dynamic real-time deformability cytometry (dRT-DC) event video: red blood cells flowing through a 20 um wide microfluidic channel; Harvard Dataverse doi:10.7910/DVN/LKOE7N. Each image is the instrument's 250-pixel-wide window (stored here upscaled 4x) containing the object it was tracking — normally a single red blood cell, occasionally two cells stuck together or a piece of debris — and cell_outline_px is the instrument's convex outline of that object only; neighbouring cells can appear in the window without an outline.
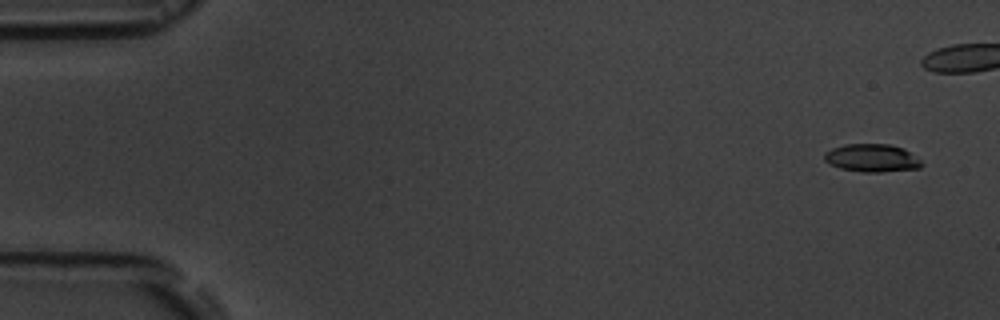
{"species": "common noctule bat (a hibernating species)", "species_latin": "Nyctalus noctula", "temperature_condition": "room temperature", "stored_images_in_passage": 6, "camera_frame_rate_fps": 3000, "um_per_image_px": 0.085, "animal": {"sex": "male", "body_mass_g": 19.5, "forearm_length_mm": 54.6}, "frame": {"image": 1, "passage_image": 1, "time_ms": 0.0, "image_size_px": [1000, 320], "cell_outline_px": [[924, 164], [920, 168], [880, 172], [864, 172], [840, 168], [824, 160], [824, 152], [832, 148], [844, 144], [888, 144], [904, 148], [920, 160]], "centroid_in_image_um": [74.12, 13.42], "position_along_channel_um": 10.9, "area_um2": 15.78}}
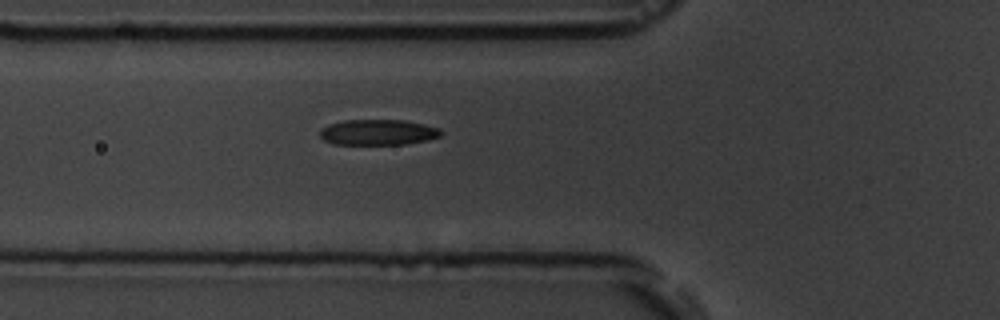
{"frame": {"image": 2, "passage_image": 6, "time_ms": 7.333, "image_size_px": [1000, 320], "cell_outline_px": [[444, 132], [440, 136], [428, 140], [404, 144], [332, 144], [324, 140], [320, 136], [320, 132], [328, 124], [344, 120], [404, 120], [424, 124], [440, 128]], "centroid_in_image_um": [32.16, 11.24], "position_along_channel_um": 93.6, "area_um2": 18.09}}